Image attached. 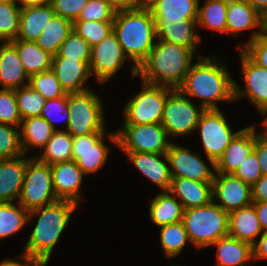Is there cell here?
<instances>
[{
	"mask_svg": "<svg viewBox=\"0 0 267 266\" xmlns=\"http://www.w3.org/2000/svg\"><path fill=\"white\" fill-rule=\"evenodd\" d=\"M216 56L203 57L198 54L191 65L183 84L178 88L185 96L201 98L204 110L219 109L217 101H235L234 83L224 64L216 62Z\"/></svg>",
	"mask_w": 267,
	"mask_h": 266,
	"instance_id": "obj_1",
	"label": "cell"
},
{
	"mask_svg": "<svg viewBox=\"0 0 267 266\" xmlns=\"http://www.w3.org/2000/svg\"><path fill=\"white\" fill-rule=\"evenodd\" d=\"M78 205L73 201L57 200L50 205L30 211L28 221L35 214L40 216L22 253L32 259L38 266H46L54 246L59 241Z\"/></svg>",
	"mask_w": 267,
	"mask_h": 266,
	"instance_id": "obj_2",
	"label": "cell"
},
{
	"mask_svg": "<svg viewBox=\"0 0 267 266\" xmlns=\"http://www.w3.org/2000/svg\"><path fill=\"white\" fill-rule=\"evenodd\" d=\"M113 32L125 56L134 63L130 65L132 75L137 76V68L147 58L157 40L151 10L145 6L135 10L117 11Z\"/></svg>",
	"mask_w": 267,
	"mask_h": 266,
	"instance_id": "obj_3",
	"label": "cell"
},
{
	"mask_svg": "<svg viewBox=\"0 0 267 266\" xmlns=\"http://www.w3.org/2000/svg\"><path fill=\"white\" fill-rule=\"evenodd\" d=\"M194 52L176 44L156 40L147 58L137 68L142 81L178 89L184 82Z\"/></svg>",
	"mask_w": 267,
	"mask_h": 266,
	"instance_id": "obj_4",
	"label": "cell"
},
{
	"mask_svg": "<svg viewBox=\"0 0 267 266\" xmlns=\"http://www.w3.org/2000/svg\"><path fill=\"white\" fill-rule=\"evenodd\" d=\"M182 222L190 242L195 247L206 248L228 235L229 213L213 200L205 206L185 209Z\"/></svg>",
	"mask_w": 267,
	"mask_h": 266,
	"instance_id": "obj_5",
	"label": "cell"
},
{
	"mask_svg": "<svg viewBox=\"0 0 267 266\" xmlns=\"http://www.w3.org/2000/svg\"><path fill=\"white\" fill-rule=\"evenodd\" d=\"M67 106L70 119L66 131L72 137L105 132L103 105L92 90L67 94Z\"/></svg>",
	"mask_w": 267,
	"mask_h": 266,
	"instance_id": "obj_6",
	"label": "cell"
},
{
	"mask_svg": "<svg viewBox=\"0 0 267 266\" xmlns=\"http://www.w3.org/2000/svg\"><path fill=\"white\" fill-rule=\"evenodd\" d=\"M123 129L109 133L108 138L123 152L166 154L171 141L161 123L123 124Z\"/></svg>",
	"mask_w": 267,
	"mask_h": 266,
	"instance_id": "obj_7",
	"label": "cell"
},
{
	"mask_svg": "<svg viewBox=\"0 0 267 266\" xmlns=\"http://www.w3.org/2000/svg\"><path fill=\"white\" fill-rule=\"evenodd\" d=\"M59 200L54 192L51 167L35 156L27 162L18 203L27 211L50 205Z\"/></svg>",
	"mask_w": 267,
	"mask_h": 266,
	"instance_id": "obj_8",
	"label": "cell"
},
{
	"mask_svg": "<svg viewBox=\"0 0 267 266\" xmlns=\"http://www.w3.org/2000/svg\"><path fill=\"white\" fill-rule=\"evenodd\" d=\"M142 90L124 107V124L161 123L167 95L173 88L142 81Z\"/></svg>",
	"mask_w": 267,
	"mask_h": 266,
	"instance_id": "obj_9",
	"label": "cell"
},
{
	"mask_svg": "<svg viewBox=\"0 0 267 266\" xmlns=\"http://www.w3.org/2000/svg\"><path fill=\"white\" fill-rule=\"evenodd\" d=\"M204 109L196 107L179 89H173L166 98L161 124L167 136L190 135L196 131Z\"/></svg>",
	"mask_w": 267,
	"mask_h": 266,
	"instance_id": "obj_10",
	"label": "cell"
},
{
	"mask_svg": "<svg viewBox=\"0 0 267 266\" xmlns=\"http://www.w3.org/2000/svg\"><path fill=\"white\" fill-rule=\"evenodd\" d=\"M197 130L208 161L215 170V163L239 131H232L219 109L204 110L199 118Z\"/></svg>",
	"mask_w": 267,
	"mask_h": 266,
	"instance_id": "obj_11",
	"label": "cell"
},
{
	"mask_svg": "<svg viewBox=\"0 0 267 266\" xmlns=\"http://www.w3.org/2000/svg\"><path fill=\"white\" fill-rule=\"evenodd\" d=\"M128 58L112 31L100 43L91 47L89 70L99 83L109 81Z\"/></svg>",
	"mask_w": 267,
	"mask_h": 266,
	"instance_id": "obj_12",
	"label": "cell"
},
{
	"mask_svg": "<svg viewBox=\"0 0 267 266\" xmlns=\"http://www.w3.org/2000/svg\"><path fill=\"white\" fill-rule=\"evenodd\" d=\"M244 89L234 83L235 100L246 96L261 115L267 112V69L255 63L242 49L240 50Z\"/></svg>",
	"mask_w": 267,
	"mask_h": 266,
	"instance_id": "obj_13",
	"label": "cell"
},
{
	"mask_svg": "<svg viewBox=\"0 0 267 266\" xmlns=\"http://www.w3.org/2000/svg\"><path fill=\"white\" fill-rule=\"evenodd\" d=\"M104 136L105 132H96L73 137L72 161L85 175L100 170L108 159L110 148L105 145Z\"/></svg>",
	"mask_w": 267,
	"mask_h": 266,
	"instance_id": "obj_14",
	"label": "cell"
},
{
	"mask_svg": "<svg viewBox=\"0 0 267 266\" xmlns=\"http://www.w3.org/2000/svg\"><path fill=\"white\" fill-rule=\"evenodd\" d=\"M166 156L172 178H188L198 182H213L214 173L198 154L170 143Z\"/></svg>",
	"mask_w": 267,
	"mask_h": 266,
	"instance_id": "obj_15",
	"label": "cell"
},
{
	"mask_svg": "<svg viewBox=\"0 0 267 266\" xmlns=\"http://www.w3.org/2000/svg\"><path fill=\"white\" fill-rule=\"evenodd\" d=\"M217 174V175H216ZM213 180V199L218 200L225 212L230 213L252 205L251 186L233 174L216 173Z\"/></svg>",
	"mask_w": 267,
	"mask_h": 266,
	"instance_id": "obj_16",
	"label": "cell"
},
{
	"mask_svg": "<svg viewBox=\"0 0 267 266\" xmlns=\"http://www.w3.org/2000/svg\"><path fill=\"white\" fill-rule=\"evenodd\" d=\"M255 130L253 125L239 130L215 163L216 173L233 174L240 163L254 151L257 132Z\"/></svg>",
	"mask_w": 267,
	"mask_h": 266,
	"instance_id": "obj_17",
	"label": "cell"
},
{
	"mask_svg": "<svg viewBox=\"0 0 267 266\" xmlns=\"http://www.w3.org/2000/svg\"><path fill=\"white\" fill-rule=\"evenodd\" d=\"M89 62L66 57H52L51 70L67 94L82 93L90 90L89 87H84V83L91 75Z\"/></svg>",
	"mask_w": 267,
	"mask_h": 266,
	"instance_id": "obj_18",
	"label": "cell"
},
{
	"mask_svg": "<svg viewBox=\"0 0 267 266\" xmlns=\"http://www.w3.org/2000/svg\"><path fill=\"white\" fill-rule=\"evenodd\" d=\"M52 183L56 197L80 203L81 185L85 175L75 161L51 165Z\"/></svg>",
	"mask_w": 267,
	"mask_h": 266,
	"instance_id": "obj_19",
	"label": "cell"
},
{
	"mask_svg": "<svg viewBox=\"0 0 267 266\" xmlns=\"http://www.w3.org/2000/svg\"><path fill=\"white\" fill-rule=\"evenodd\" d=\"M147 7L155 25H174L181 20L197 19L199 0H152Z\"/></svg>",
	"mask_w": 267,
	"mask_h": 266,
	"instance_id": "obj_20",
	"label": "cell"
},
{
	"mask_svg": "<svg viewBox=\"0 0 267 266\" xmlns=\"http://www.w3.org/2000/svg\"><path fill=\"white\" fill-rule=\"evenodd\" d=\"M125 153L128 155L130 162H132L142 174L159 186L161 191H168L170 189L172 176L166 154L148 152Z\"/></svg>",
	"mask_w": 267,
	"mask_h": 266,
	"instance_id": "obj_21",
	"label": "cell"
},
{
	"mask_svg": "<svg viewBox=\"0 0 267 266\" xmlns=\"http://www.w3.org/2000/svg\"><path fill=\"white\" fill-rule=\"evenodd\" d=\"M23 156L0 159V202L19 199L27 162L31 159Z\"/></svg>",
	"mask_w": 267,
	"mask_h": 266,
	"instance_id": "obj_22",
	"label": "cell"
},
{
	"mask_svg": "<svg viewBox=\"0 0 267 266\" xmlns=\"http://www.w3.org/2000/svg\"><path fill=\"white\" fill-rule=\"evenodd\" d=\"M262 14L247 1H230L226 12V34L238 36L243 30L259 28L253 32L250 40L261 35Z\"/></svg>",
	"mask_w": 267,
	"mask_h": 266,
	"instance_id": "obj_23",
	"label": "cell"
},
{
	"mask_svg": "<svg viewBox=\"0 0 267 266\" xmlns=\"http://www.w3.org/2000/svg\"><path fill=\"white\" fill-rule=\"evenodd\" d=\"M213 182H198L188 178H172L169 191L184 209L210 204L213 199Z\"/></svg>",
	"mask_w": 267,
	"mask_h": 266,
	"instance_id": "obj_24",
	"label": "cell"
},
{
	"mask_svg": "<svg viewBox=\"0 0 267 266\" xmlns=\"http://www.w3.org/2000/svg\"><path fill=\"white\" fill-rule=\"evenodd\" d=\"M29 78L16 48L10 42H3L0 46V84L3 89H17L29 85Z\"/></svg>",
	"mask_w": 267,
	"mask_h": 266,
	"instance_id": "obj_25",
	"label": "cell"
},
{
	"mask_svg": "<svg viewBox=\"0 0 267 266\" xmlns=\"http://www.w3.org/2000/svg\"><path fill=\"white\" fill-rule=\"evenodd\" d=\"M263 233L253 205L229 213L228 235L253 245Z\"/></svg>",
	"mask_w": 267,
	"mask_h": 266,
	"instance_id": "obj_26",
	"label": "cell"
},
{
	"mask_svg": "<svg viewBox=\"0 0 267 266\" xmlns=\"http://www.w3.org/2000/svg\"><path fill=\"white\" fill-rule=\"evenodd\" d=\"M196 27H198L197 19H189L181 20L180 24L155 25V31L158 40L185 46L195 53L196 44L201 41V36L195 32Z\"/></svg>",
	"mask_w": 267,
	"mask_h": 266,
	"instance_id": "obj_27",
	"label": "cell"
},
{
	"mask_svg": "<svg viewBox=\"0 0 267 266\" xmlns=\"http://www.w3.org/2000/svg\"><path fill=\"white\" fill-rule=\"evenodd\" d=\"M54 15L50 3L39 7L21 8L16 39L35 41Z\"/></svg>",
	"mask_w": 267,
	"mask_h": 266,
	"instance_id": "obj_28",
	"label": "cell"
},
{
	"mask_svg": "<svg viewBox=\"0 0 267 266\" xmlns=\"http://www.w3.org/2000/svg\"><path fill=\"white\" fill-rule=\"evenodd\" d=\"M212 245L217 247L216 266H245L253 259L252 245L229 235Z\"/></svg>",
	"mask_w": 267,
	"mask_h": 266,
	"instance_id": "obj_29",
	"label": "cell"
},
{
	"mask_svg": "<svg viewBox=\"0 0 267 266\" xmlns=\"http://www.w3.org/2000/svg\"><path fill=\"white\" fill-rule=\"evenodd\" d=\"M9 42L16 48L24 70L29 77L51 69L53 55L43 50L34 41L14 39Z\"/></svg>",
	"mask_w": 267,
	"mask_h": 266,
	"instance_id": "obj_30",
	"label": "cell"
},
{
	"mask_svg": "<svg viewBox=\"0 0 267 266\" xmlns=\"http://www.w3.org/2000/svg\"><path fill=\"white\" fill-rule=\"evenodd\" d=\"M19 127L24 154L31 148L43 149L55 131L41 116L22 119Z\"/></svg>",
	"mask_w": 267,
	"mask_h": 266,
	"instance_id": "obj_31",
	"label": "cell"
},
{
	"mask_svg": "<svg viewBox=\"0 0 267 266\" xmlns=\"http://www.w3.org/2000/svg\"><path fill=\"white\" fill-rule=\"evenodd\" d=\"M168 191H162L154 197L150 205V218L158 227L182 221L184 207L180 201Z\"/></svg>",
	"mask_w": 267,
	"mask_h": 266,
	"instance_id": "obj_32",
	"label": "cell"
},
{
	"mask_svg": "<svg viewBox=\"0 0 267 266\" xmlns=\"http://www.w3.org/2000/svg\"><path fill=\"white\" fill-rule=\"evenodd\" d=\"M72 30V21L54 15L34 42L51 55H56L59 47Z\"/></svg>",
	"mask_w": 267,
	"mask_h": 266,
	"instance_id": "obj_33",
	"label": "cell"
},
{
	"mask_svg": "<svg viewBox=\"0 0 267 266\" xmlns=\"http://www.w3.org/2000/svg\"><path fill=\"white\" fill-rule=\"evenodd\" d=\"M72 143L73 137L66 130H55L43 148V153L35 157L49 166L72 161Z\"/></svg>",
	"mask_w": 267,
	"mask_h": 266,
	"instance_id": "obj_34",
	"label": "cell"
},
{
	"mask_svg": "<svg viewBox=\"0 0 267 266\" xmlns=\"http://www.w3.org/2000/svg\"><path fill=\"white\" fill-rule=\"evenodd\" d=\"M227 8L228 0H205V4L198 7V26L226 34Z\"/></svg>",
	"mask_w": 267,
	"mask_h": 266,
	"instance_id": "obj_35",
	"label": "cell"
},
{
	"mask_svg": "<svg viewBox=\"0 0 267 266\" xmlns=\"http://www.w3.org/2000/svg\"><path fill=\"white\" fill-rule=\"evenodd\" d=\"M17 206L12 202H0V239L20 231L28 222L29 211L19 203Z\"/></svg>",
	"mask_w": 267,
	"mask_h": 266,
	"instance_id": "obj_36",
	"label": "cell"
},
{
	"mask_svg": "<svg viewBox=\"0 0 267 266\" xmlns=\"http://www.w3.org/2000/svg\"><path fill=\"white\" fill-rule=\"evenodd\" d=\"M159 228L161 245L168 259L180 254L186 242H190L182 221L164 225Z\"/></svg>",
	"mask_w": 267,
	"mask_h": 266,
	"instance_id": "obj_37",
	"label": "cell"
},
{
	"mask_svg": "<svg viewBox=\"0 0 267 266\" xmlns=\"http://www.w3.org/2000/svg\"><path fill=\"white\" fill-rule=\"evenodd\" d=\"M15 90L18 111L22 119L41 116L46 99L30 85Z\"/></svg>",
	"mask_w": 267,
	"mask_h": 266,
	"instance_id": "obj_38",
	"label": "cell"
},
{
	"mask_svg": "<svg viewBox=\"0 0 267 266\" xmlns=\"http://www.w3.org/2000/svg\"><path fill=\"white\" fill-rule=\"evenodd\" d=\"M73 30L93 47L113 31V21L75 20Z\"/></svg>",
	"mask_w": 267,
	"mask_h": 266,
	"instance_id": "obj_39",
	"label": "cell"
},
{
	"mask_svg": "<svg viewBox=\"0 0 267 266\" xmlns=\"http://www.w3.org/2000/svg\"><path fill=\"white\" fill-rule=\"evenodd\" d=\"M21 8L15 2L0 3V42L16 39L19 31Z\"/></svg>",
	"mask_w": 267,
	"mask_h": 266,
	"instance_id": "obj_40",
	"label": "cell"
},
{
	"mask_svg": "<svg viewBox=\"0 0 267 266\" xmlns=\"http://www.w3.org/2000/svg\"><path fill=\"white\" fill-rule=\"evenodd\" d=\"M29 85L46 100L67 97V93L63 90L55 73L51 69L31 75Z\"/></svg>",
	"mask_w": 267,
	"mask_h": 266,
	"instance_id": "obj_41",
	"label": "cell"
},
{
	"mask_svg": "<svg viewBox=\"0 0 267 266\" xmlns=\"http://www.w3.org/2000/svg\"><path fill=\"white\" fill-rule=\"evenodd\" d=\"M53 57H66L80 61H90L91 46L74 30L68 35L59 47L58 53Z\"/></svg>",
	"mask_w": 267,
	"mask_h": 266,
	"instance_id": "obj_42",
	"label": "cell"
},
{
	"mask_svg": "<svg viewBox=\"0 0 267 266\" xmlns=\"http://www.w3.org/2000/svg\"><path fill=\"white\" fill-rule=\"evenodd\" d=\"M18 126L0 124V159H10L24 155Z\"/></svg>",
	"mask_w": 267,
	"mask_h": 266,
	"instance_id": "obj_43",
	"label": "cell"
},
{
	"mask_svg": "<svg viewBox=\"0 0 267 266\" xmlns=\"http://www.w3.org/2000/svg\"><path fill=\"white\" fill-rule=\"evenodd\" d=\"M116 13L107 0H89L76 20L114 21Z\"/></svg>",
	"mask_w": 267,
	"mask_h": 266,
	"instance_id": "obj_44",
	"label": "cell"
},
{
	"mask_svg": "<svg viewBox=\"0 0 267 266\" xmlns=\"http://www.w3.org/2000/svg\"><path fill=\"white\" fill-rule=\"evenodd\" d=\"M22 118L18 111L14 89H0V124L20 126Z\"/></svg>",
	"mask_w": 267,
	"mask_h": 266,
	"instance_id": "obj_45",
	"label": "cell"
},
{
	"mask_svg": "<svg viewBox=\"0 0 267 266\" xmlns=\"http://www.w3.org/2000/svg\"><path fill=\"white\" fill-rule=\"evenodd\" d=\"M233 175L250 186H252L262 176L255 151H253L243 160L242 163H240Z\"/></svg>",
	"mask_w": 267,
	"mask_h": 266,
	"instance_id": "obj_46",
	"label": "cell"
},
{
	"mask_svg": "<svg viewBox=\"0 0 267 266\" xmlns=\"http://www.w3.org/2000/svg\"><path fill=\"white\" fill-rule=\"evenodd\" d=\"M55 115H61L63 119L65 117L66 129H67L68 122L70 119L69 110L67 106V97H60L56 99L46 100V103L44 104L42 108L41 117L44 118L52 126L54 130H58L56 129L57 128L55 126L56 124H54Z\"/></svg>",
	"mask_w": 267,
	"mask_h": 266,
	"instance_id": "obj_47",
	"label": "cell"
},
{
	"mask_svg": "<svg viewBox=\"0 0 267 266\" xmlns=\"http://www.w3.org/2000/svg\"><path fill=\"white\" fill-rule=\"evenodd\" d=\"M89 0H51L55 15L74 22Z\"/></svg>",
	"mask_w": 267,
	"mask_h": 266,
	"instance_id": "obj_48",
	"label": "cell"
},
{
	"mask_svg": "<svg viewBox=\"0 0 267 266\" xmlns=\"http://www.w3.org/2000/svg\"><path fill=\"white\" fill-rule=\"evenodd\" d=\"M255 63L267 69V39L262 36H256L254 40L245 43V47L238 46Z\"/></svg>",
	"mask_w": 267,
	"mask_h": 266,
	"instance_id": "obj_49",
	"label": "cell"
},
{
	"mask_svg": "<svg viewBox=\"0 0 267 266\" xmlns=\"http://www.w3.org/2000/svg\"><path fill=\"white\" fill-rule=\"evenodd\" d=\"M256 152L258 163L261 168L262 176H267V134L256 133Z\"/></svg>",
	"mask_w": 267,
	"mask_h": 266,
	"instance_id": "obj_50",
	"label": "cell"
},
{
	"mask_svg": "<svg viewBox=\"0 0 267 266\" xmlns=\"http://www.w3.org/2000/svg\"><path fill=\"white\" fill-rule=\"evenodd\" d=\"M252 201L267 202V176H261L252 186Z\"/></svg>",
	"mask_w": 267,
	"mask_h": 266,
	"instance_id": "obj_51",
	"label": "cell"
},
{
	"mask_svg": "<svg viewBox=\"0 0 267 266\" xmlns=\"http://www.w3.org/2000/svg\"><path fill=\"white\" fill-rule=\"evenodd\" d=\"M116 11L135 10L147 6L146 0H107Z\"/></svg>",
	"mask_w": 267,
	"mask_h": 266,
	"instance_id": "obj_52",
	"label": "cell"
},
{
	"mask_svg": "<svg viewBox=\"0 0 267 266\" xmlns=\"http://www.w3.org/2000/svg\"><path fill=\"white\" fill-rule=\"evenodd\" d=\"M253 259H267V231L252 245Z\"/></svg>",
	"mask_w": 267,
	"mask_h": 266,
	"instance_id": "obj_53",
	"label": "cell"
},
{
	"mask_svg": "<svg viewBox=\"0 0 267 266\" xmlns=\"http://www.w3.org/2000/svg\"><path fill=\"white\" fill-rule=\"evenodd\" d=\"M262 231H267V202H253Z\"/></svg>",
	"mask_w": 267,
	"mask_h": 266,
	"instance_id": "obj_54",
	"label": "cell"
},
{
	"mask_svg": "<svg viewBox=\"0 0 267 266\" xmlns=\"http://www.w3.org/2000/svg\"><path fill=\"white\" fill-rule=\"evenodd\" d=\"M20 258L24 260V263L21 261H15L14 259H5L0 263V266H38L32 259L27 257L25 254L21 253Z\"/></svg>",
	"mask_w": 267,
	"mask_h": 266,
	"instance_id": "obj_55",
	"label": "cell"
},
{
	"mask_svg": "<svg viewBox=\"0 0 267 266\" xmlns=\"http://www.w3.org/2000/svg\"><path fill=\"white\" fill-rule=\"evenodd\" d=\"M51 0H15L16 4H21L20 8L39 7L49 4Z\"/></svg>",
	"mask_w": 267,
	"mask_h": 266,
	"instance_id": "obj_56",
	"label": "cell"
},
{
	"mask_svg": "<svg viewBox=\"0 0 267 266\" xmlns=\"http://www.w3.org/2000/svg\"><path fill=\"white\" fill-rule=\"evenodd\" d=\"M261 14L267 10V0H247Z\"/></svg>",
	"mask_w": 267,
	"mask_h": 266,
	"instance_id": "obj_57",
	"label": "cell"
},
{
	"mask_svg": "<svg viewBox=\"0 0 267 266\" xmlns=\"http://www.w3.org/2000/svg\"><path fill=\"white\" fill-rule=\"evenodd\" d=\"M262 37L267 39V10H265L262 13V18H261V35Z\"/></svg>",
	"mask_w": 267,
	"mask_h": 266,
	"instance_id": "obj_58",
	"label": "cell"
},
{
	"mask_svg": "<svg viewBox=\"0 0 267 266\" xmlns=\"http://www.w3.org/2000/svg\"><path fill=\"white\" fill-rule=\"evenodd\" d=\"M265 116V118H264V121L262 122V125H264L265 127H267V112L264 114ZM265 133L267 134V128H266V130H265Z\"/></svg>",
	"mask_w": 267,
	"mask_h": 266,
	"instance_id": "obj_59",
	"label": "cell"
},
{
	"mask_svg": "<svg viewBox=\"0 0 267 266\" xmlns=\"http://www.w3.org/2000/svg\"><path fill=\"white\" fill-rule=\"evenodd\" d=\"M15 2V0H0V3H11Z\"/></svg>",
	"mask_w": 267,
	"mask_h": 266,
	"instance_id": "obj_60",
	"label": "cell"
},
{
	"mask_svg": "<svg viewBox=\"0 0 267 266\" xmlns=\"http://www.w3.org/2000/svg\"><path fill=\"white\" fill-rule=\"evenodd\" d=\"M152 0H146V4L148 5Z\"/></svg>",
	"mask_w": 267,
	"mask_h": 266,
	"instance_id": "obj_61",
	"label": "cell"
},
{
	"mask_svg": "<svg viewBox=\"0 0 267 266\" xmlns=\"http://www.w3.org/2000/svg\"><path fill=\"white\" fill-rule=\"evenodd\" d=\"M230 1H247V0H230Z\"/></svg>",
	"mask_w": 267,
	"mask_h": 266,
	"instance_id": "obj_62",
	"label": "cell"
}]
</instances>
